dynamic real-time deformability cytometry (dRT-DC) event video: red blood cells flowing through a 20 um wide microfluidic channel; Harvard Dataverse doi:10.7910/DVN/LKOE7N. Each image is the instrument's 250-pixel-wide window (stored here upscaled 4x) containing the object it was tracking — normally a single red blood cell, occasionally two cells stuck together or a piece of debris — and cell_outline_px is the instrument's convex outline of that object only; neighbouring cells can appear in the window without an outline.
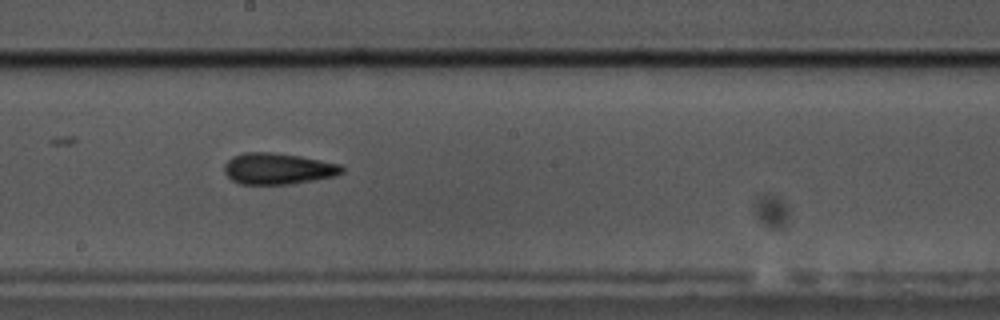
{"species": "common noctule bat (a hibernating species)", "species_latin": "Nyctalus noctula", "temperature_condition": "cold", "stored_images_in_passage": 60, "camera_frame_rate_fps": 3000, "um_per_image_px": 0.085, "animal": {"sex": "male", "body_mass_g": 17.5, "forearm_length_mm": 52.3}, "frame": {"image": 1, "passage_image": 33, "time_ms": 10.667, "image_size_px": [1000, 320], "cell_outline_px": [[344, 172], [336, 176], [288, 184], [240, 184], [232, 180], [224, 172], [224, 164], [232, 156], [244, 152], [272, 152], [300, 156], [340, 164], [344, 168]], "centroid_in_image_um": [23.61, 14.33], "position_along_channel_um": 224.6, "area_um2": 21.44}}
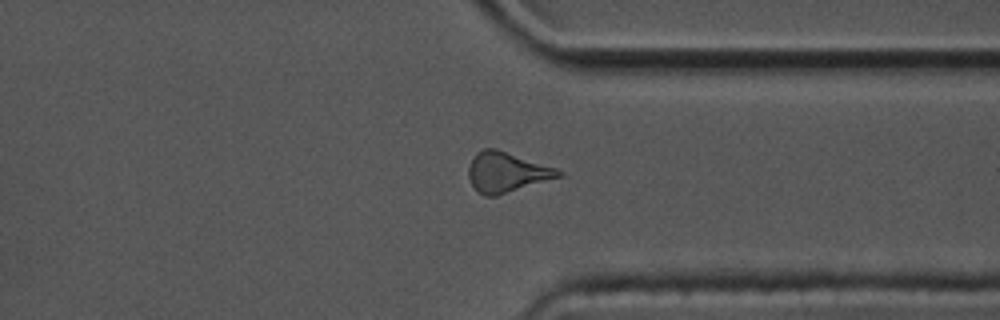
{"frame": {"image": 2, "passage_image": 46, "time_ms": 15.0, "image_size_px": [1000, 320], "cell_outline_px": [[564, 176], [496, 196], [484, 196], [472, 184], [468, 176], [468, 168], [476, 152], [484, 148], [496, 148], [556, 168], [564, 172]], "centroid_in_image_um": [43.09, 14.63], "position_along_channel_um": 368.3, "area_um2": 20.98}}
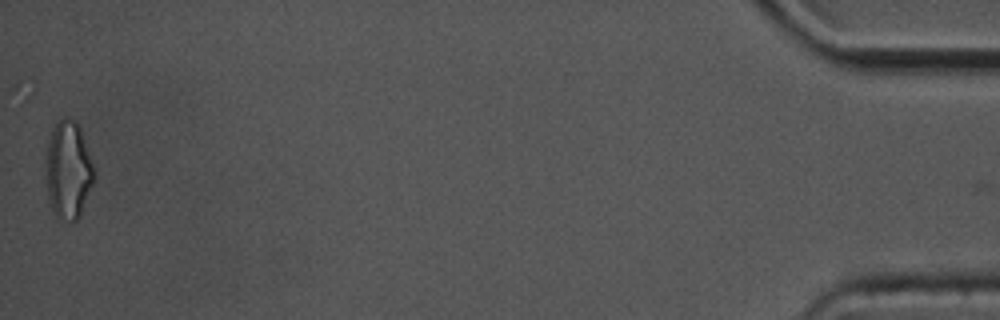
{"frame": {"image": 3, "passage_image": 60, "time_ms": 19.667, "image_size_px": [1000, 320], "cell_outline_px": [[96, 176], [80, 216], [76, 220], [72, 220], [56, 216], [48, 200], [44, 160], [52, 128], [56, 120], [64, 116], [68, 116], [76, 120], [80, 128], [96, 172]], "centroid_in_image_um": [5.79, 14.39], "position_along_channel_um": 429.4, "area_um2": 27.92}, "authors_computed_cell_mechanics": {"area_um2": 20.7791, "velocity_mm_per_s": 3.3346, "shape_relaxation_time_tau1_ms": 9.8095, "shape_relaxation_time_tau2_ms": 4.6688, "deformation_change_tau1": 0.1677, "deformation_change_tau2": 0.1447}}